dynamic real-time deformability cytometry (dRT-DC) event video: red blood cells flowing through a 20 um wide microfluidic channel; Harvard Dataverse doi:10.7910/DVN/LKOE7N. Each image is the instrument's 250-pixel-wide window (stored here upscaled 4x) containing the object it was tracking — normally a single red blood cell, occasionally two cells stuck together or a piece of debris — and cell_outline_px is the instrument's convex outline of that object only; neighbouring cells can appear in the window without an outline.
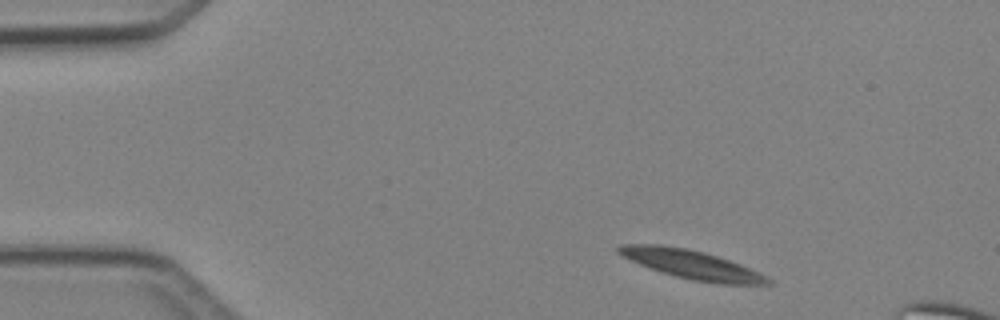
{"species": "Egyptian fruit bat (a non-hibernating species)", "species_latin": "Rousettus aegyptiacus", "temperature_condition": "cold", "stored_images_in_passage": 4, "camera_frame_rate_fps": 3000, "um_per_image_px": 0.085, "animal": {"sex": "female"}, "frame": {"image": 1, "passage_image": 4, "time_ms": 4.333, "image_size_px": [1000, 320], "cell_outline_px": [[772, 284], [716, 284], [692, 280], [660, 272], [640, 264], [616, 252], [616, 248], [620, 244], [660, 244], [688, 248], [704, 252], [740, 264], [760, 272], [768, 276], [772, 280]], "centroid_in_image_um": [58.81, 22.48], "position_along_channel_um": 26.2, "area_um2": 25.09}}